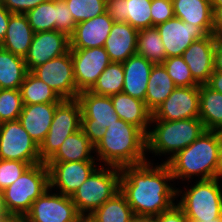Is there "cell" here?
Returning <instances> with one entry per match:
<instances>
[{"label": "cell", "instance_id": "obj_1", "mask_svg": "<svg viewBox=\"0 0 222 222\" xmlns=\"http://www.w3.org/2000/svg\"><path fill=\"white\" fill-rule=\"evenodd\" d=\"M174 178L166 163L147 162L121 168L120 192L136 218L151 219L170 209L177 197ZM173 186V187H172Z\"/></svg>", "mask_w": 222, "mask_h": 222}, {"label": "cell", "instance_id": "obj_2", "mask_svg": "<svg viewBox=\"0 0 222 222\" xmlns=\"http://www.w3.org/2000/svg\"><path fill=\"white\" fill-rule=\"evenodd\" d=\"M94 151L99 164L102 162L105 166L122 168L149 161L146 134L122 119L108 126Z\"/></svg>", "mask_w": 222, "mask_h": 222}, {"label": "cell", "instance_id": "obj_3", "mask_svg": "<svg viewBox=\"0 0 222 222\" xmlns=\"http://www.w3.org/2000/svg\"><path fill=\"white\" fill-rule=\"evenodd\" d=\"M221 132L206 130L188 147L174 155L166 164L174 178L191 183L193 176L197 180H209L220 177ZM201 176V177H200Z\"/></svg>", "mask_w": 222, "mask_h": 222}, {"label": "cell", "instance_id": "obj_4", "mask_svg": "<svg viewBox=\"0 0 222 222\" xmlns=\"http://www.w3.org/2000/svg\"><path fill=\"white\" fill-rule=\"evenodd\" d=\"M151 125L153 128H149L146 135L147 153L151 152L160 157L170 155L164 163H167L206 131L199 118L177 121L151 120Z\"/></svg>", "mask_w": 222, "mask_h": 222}, {"label": "cell", "instance_id": "obj_5", "mask_svg": "<svg viewBox=\"0 0 222 222\" xmlns=\"http://www.w3.org/2000/svg\"><path fill=\"white\" fill-rule=\"evenodd\" d=\"M221 178L195 180V184L181 190L177 188V196H181L176 204L185 213L189 222L212 221L222 217Z\"/></svg>", "mask_w": 222, "mask_h": 222}, {"label": "cell", "instance_id": "obj_6", "mask_svg": "<svg viewBox=\"0 0 222 222\" xmlns=\"http://www.w3.org/2000/svg\"><path fill=\"white\" fill-rule=\"evenodd\" d=\"M102 165L71 196L82 216H89L120 191L121 168Z\"/></svg>", "mask_w": 222, "mask_h": 222}, {"label": "cell", "instance_id": "obj_7", "mask_svg": "<svg viewBox=\"0 0 222 222\" xmlns=\"http://www.w3.org/2000/svg\"><path fill=\"white\" fill-rule=\"evenodd\" d=\"M49 188V170L45 162L30 165L21 176L4 189L3 198L9 214L25 216L32 203Z\"/></svg>", "mask_w": 222, "mask_h": 222}, {"label": "cell", "instance_id": "obj_8", "mask_svg": "<svg viewBox=\"0 0 222 222\" xmlns=\"http://www.w3.org/2000/svg\"><path fill=\"white\" fill-rule=\"evenodd\" d=\"M81 106V129L95 147L104 137L108 126L119 117L110 96L96 95L89 90L79 92Z\"/></svg>", "mask_w": 222, "mask_h": 222}, {"label": "cell", "instance_id": "obj_9", "mask_svg": "<svg viewBox=\"0 0 222 222\" xmlns=\"http://www.w3.org/2000/svg\"><path fill=\"white\" fill-rule=\"evenodd\" d=\"M81 129V106L77 99L62 100L56 107L48 134L39 146L42 162H47L64 140Z\"/></svg>", "mask_w": 222, "mask_h": 222}, {"label": "cell", "instance_id": "obj_10", "mask_svg": "<svg viewBox=\"0 0 222 222\" xmlns=\"http://www.w3.org/2000/svg\"><path fill=\"white\" fill-rule=\"evenodd\" d=\"M0 159L18 160L30 165L42 163L39 145L18 119L0 124Z\"/></svg>", "mask_w": 222, "mask_h": 222}, {"label": "cell", "instance_id": "obj_11", "mask_svg": "<svg viewBox=\"0 0 222 222\" xmlns=\"http://www.w3.org/2000/svg\"><path fill=\"white\" fill-rule=\"evenodd\" d=\"M81 217L70 196L54 193L50 188L32 203L24 216L26 222H77Z\"/></svg>", "mask_w": 222, "mask_h": 222}, {"label": "cell", "instance_id": "obj_12", "mask_svg": "<svg viewBox=\"0 0 222 222\" xmlns=\"http://www.w3.org/2000/svg\"><path fill=\"white\" fill-rule=\"evenodd\" d=\"M31 72L63 100L77 99L79 92L74 78L71 51L37 66Z\"/></svg>", "mask_w": 222, "mask_h": 222}, {"label": "cell", "instance_id": "obj_13", "mask_svg": "<svg viewBox=\"0 0 222 222\" xmlns=\"http://www.w3.org/2000/svg\"><path fill=\"white\" fill-rule=\"evenodd\" d=\"M78 92L90 90L111 63L104 47L70 49Z\"/></svg>", "mask_w": 222, "mask_h": 222}, {"label": "cell", "instance_id": "obj_14", "mask_svg": "<svg viewBox=\"0 0 222 222\" xmlns=\"http://www.w3.org/2000/svg\"><path fill=\"white\" fill-rule=\"evenodd\" d=\"M96 161L46 162L49 170V188L65 196L72 194L98 167Z\"/></svg>", "mask_w": 222, "mask_h": 222}, {"label": "cell", "instance_id": "obj_15", "mask_svg": "<svg viewBox=\"0 0 222 222\" xmlns=\"http://www.w3.org/2000/svg\"><path fill=\"white\" fill-rule=\"evenodd\" d=\"M199 118V86L176 87L152 113L151 120L177 121Z\"/></svg>", "mask_w": 222, "mask_h": 222}, {"label": "cell", "instance_id": "obj_16", "mask_svg": "<svg viewBox=\"0 0 222 222\" xmlns=\"http://www.w3.org/2000/svg\"><path fill=\"white\" fill-rule=\"evenodd\" d=\"M70 51V37L60 31L34 33L30 48L24 58L27 71Z\"/></svg>", "mask_w": 222, "mask_h": 222}, {"label": "cell", "instance_id": "obj_17", "mask_svg": "<svg viewBox=\"0 0 222 222\" xmlns=\"http://www.w3.org/2000/svg\"><path fill=\"white\" fill-rule=\"evenodd\" d=\"M155 27L162 39L167 58L182 56L194 41L206 36L198 26L176 17Z\"/></svg>", "mask_w": 222, "mask_h": 222}, {"label": "cell", "instance_id": "obj_18", "mask_svg": "<svg viewBox=\"0 0 222 222\" xmlns=\"http://www.w3.org/2000/svg\"><path fill=\"white\" fill-rule=\"evenodd\" d=\"M217 37L208 34L194 41L182 54L193 78L201 85L209 81L214 71V53Z\"/></svg>", "mask_w": 222, "mask_h": 222}, {"label": "cell", "instance_id": "obj_19", "mask_svg": "<svg viewBox=\"0 0 222 222\" xmlns=\"http://www.w3.org/2000/svg\"><path fill=\"white\" fill-rule=\"evenodd\" d=\"M113 24L114 21L106 12L77 23L70 36V49L104 47Z\"/></svg>", "mask_w": 222, "mask_h": 222}, {"label": "cell", "instance_id": "obj_20", "mask_svg": "<svg viewBox=\"0 0 222 222\" xmlns=\"http://www.w3.org/2000/svg\"><path fill=\"white\" fill-rule=\"evenodd\" d=\"M58 104L38 103L22 107L18 120L39 146L48 134Z\"/></svg>", "mask_w": 222, "mask_h": 222}, {"label": "cell", "instance_id": "obj_21", "mask_svg": "<svg viewBox=\"0 0 222 222\" xmlns=\"http://www.w3.org/2000/svg\"><path fill=\"white\" fill-rule=\"evenodd\" d=\"M138 31L126 22H114L104 44L111 62H125L137 53Z\"/></svg>", "mask_w": 222, "mask_h": 222}, {"label": "cell", "instance_id": "obj_22", "mask_svg": "<svg viewBox=\"0 0 222 222\" xmlns=\"http://www.w3.org/2000/svg\"><path fill=\"white\" fill-rule=\"evenodd\" d=\"M124 70V93L145 102L147 84L154 63L137 53L122 62Z\"/></svg>", "mask_w": 222, "mask_h": 222}, {"label": "cell", "instance_id": "obj_23", "mask_svg": "<svg viewBox=\"0 0 222 222\" xmlns=\"http://www.w3.org/2000/svg\"><path fill=\"white\" fill-rule=\"evenodd\" d=\"M119 119L141 129L146 135L151 127L152 112L144 101L120 92L110 96Z\"/></svg>", "mask_w": 222, "mask_h": 222}, {"label": "cell", "instance_id": "obj_24", "mask_svg": "<svg viewBox=\"0 0 222 222\" xmlns=\"http://www.w3.org/2000/svg\"><path fill=\"white\" fill-rule=\"evenodd\" d=\"M174 15L198 26L206 35L213 34V8L210 0H172Z\"/></svg>", "mask_w": 222, "mask_h": 222}, {"label": "cell", "instance_id": "obj_25", "mask_svg": "<svg viewBox=\"0 0 222 222\" xmlns=\"http://www.w3.org/2000/svg\"><path fill=\"white\" fill-rule=\"evenodd\" d=\"M34 31L25 14H12L9 18L7 33L0 47L25 58L32 43Z\"/></svg>", "mask_w": 222, "mask_h": 222}, {"label": "cell", "instance_id": "obj_26", "mask_svg": "<svg viewBox=\"0 0 222 222\" xmlns=\"http://www.w3.org/2000/svg\"><path fill=\"white\" fill-rule=\"evenodd\" d=\"M94 146L80 129L70 134L47 162H78L97 160L92 154Z\"/></svg>", "mask_w": 222, "mask_h": 222}, {"label": "cell", "instance_id": "obj_27", "mask_svg": "<svg viewBox=\"0 0 222 222\" xmlns=\"http://www.w3.org/2000/svg\"><path fill=\"white\" fill-rule=\"evenodd\" d=\"M199 119L206 130L222 132V93L199 86Z\"/></svg>", "mask_w": 222, "mask_h": 222}, {"label": "cell", "instance_id": "obj_28", "mask_svg": "<svg viewBox=\"0 0 222 222\" xmlns=\"http://www.w3.org/2000/svg\"><path fill=\"white\" fill-rule=\"evenodd\" d=\"M176 87L163 64H154L145 96L147 108L153 113Z\"/></svg>", "mask_w": 222, "mask_h": 222}, {"label": "cell", "instance_id": "obj_29", "mask_svg": "<svg viewBox=\"0 0 222 222\" xmlns=\"http://www.w3.org/2000/svg\"><path fill=\"white\" fill-rule=\"evenodd\" d=\"M27 72L24 58L0 47V89H20Z\"/></svg>", "mask_w": 222, "mask_h": 222}, {"label": "cell", "instance_id": "obj_30", "mask_svg": "<svg viewBox=\"0 0 222 222\" xmlns=\"http://www.w3.org/2000/svg\"><path fill=\"white\" fill-rule=\"evenodd\" d=\"M89 217L93 222H134L137 219L120 191L95 209Z\"/></svg>", "mask_w": 222, "mask_h": 222}, {"label": "cell", "instance_id": "obj_31", "mask_svg": "<svg viewBox=\"0 0 222 222\" xmlns=\"http://www.w3.org/2000/svg\"><path fill=\"white\" fill-rule=\"evenodd\" d=\"M23 105L38 103H60L63 99L40 80L31 71H28L20 86Z\"/></svg>", "mask_w": 222, "mask_h": 222}, {"label": "cell", "instance_id": "obj_32", "mask_svg": "<svg viewBox=\"0 0 222 222\" xmlns=\"http://www.w3.org/2000/svg\"><path fill=\"white\" fill-rule=\"evenodd\" d=\"M137 54L154 64H162L166 60L163 42L155 26L138 31Z\"/></svg>", "mask_w": 222, "mask_h": 222}, {"label": "cell", "instance_id": "obj_33", "mask_svg": "<svg viewBox=\"0 0 222 222\" xmlns=\"http://www.w3.org/2000/svg\"><path fill=\"white\" fill-rule=\"evenodd\" d=\"M124 70L121 62H111L89 90L96 95L112 96L123 91Z\"/></svg>", "mask_w": 222, "mask_h": 222}, {"label": "cell", "instance_id": "obj_34", "mask_svg": "<svg viewBox=\"0 0 222 222\" xmlns=\"http://www.w3.org/2000/svg\"><path fill=\"white\" fill-rule=\"evenodd\" d=\"M34 33L54 31L56 21V0H48L25 14Z\"/></svg>", "mask_w": 222, "mask_h": 222}, {"label": "cell", "instance_id": "obj_35", "mask_svg": "<svg viewBox=\"0 0 222 222\" xmlns=\"http://www.w3.org/2000/svg\"><path fill=\"white\" fill-rule=\"evenodd\" d=\"M152 0H125V22L137 30L152 27Z\"/></svg>", "mask_w": 222, "mask_h": 222}, {"label": "cell", "instance_id": "obj_36", "mask_svg": "<svg viewBox=\"0 0 222 222\" xmlns=\"http://www.w3.org/2000/svg\"><path fill=\"white\" fill-rule=\"evenodd\" d=\"M65 1L76 23L95 18L106 12V0Z\"/></svg>", "mask_w": 222, "mask_h": 222}, {"label": "cell", "instance_id": "obj_37", "mask_svg": "<svg viewBox=\"0 0 222 222\" xmlns=\"http://www.w3.org/2000/svg\"><path fill=\"white\" fill-rule=\"evenodd\" d=\"M22 107L20 89H0V124L17 120Z\"/></svg>", "mask_w": 222, "mask_h": 222}, {"label": "cell", "instance_id": "obj_38", "mask_svg": "<svg viewBox=\"0 0 222 222\" xmlns=\"http://www.w3.org/2000/svg\"><path fill=\"white\" fill-rule=\"evenodd\" d=\"M162 64L177 87L200 86L182 56L166 58Z\"/></svg>", "mask_w": 222, "mask_h": 222}, {"label": "cell", "instance_id": "obj_39", "mask_svg": "<svg viewBox=\"0 0 222 222\" xmlns=\"http://www.w3.org/2000/svg\"><path fill=\"white\" fill-rule=\"evenodd\" d=\"M29 166V163L23 161L0 159V190L9 187Z\"/></svg>", "mask_w": 222, "mask_h": 222}, {"label": "cell", "instance_id": "obj_40", "mask_svg": "<svg viewBox=\"0 0 222 222\" xmlns=\"http://www.w3.org/2000/svg\"><path fill=\"white\" fill-rule=\"evenodd\" d=\"M76 22L70 13L65 0H56L55 30L67 34L69 37L74 33Z\"/></svg>", "mask_w": 222, "mask_h": 222}, {"label": "cell", "instance_id": "obj_41", "mask_svg": "<svg viewBox=\"0 0 222 222\" xmlns=\"http://www.w3.org/2000/svg\"><path fill=\"white\" fill-rule=\"evenodd\" d=\"M152 27L175 17L172 0L151 1Z\"/></svg>", "mask_w": 222, "mask_h": 222}, {"label": "cell", "instance_id": "obj_42", "mask_svg": "<svg viewBox=\"0 0 222 222\" xmlns=\"http://www.w3.org/2000/svg\"><path fill=\"white\" fill-rule=\"evenodd\" d=\"M48 0H0L2 5L13 14H26Z\"/></svg>", "mask_w": 222, "mask_h": 222}, {"label": "cell", "instance_id": "obj_43", "mask_svg": "<svg viewBox=\"0 0 222 222\" xmlns=\"http://www.w3.org/2000/svg\"><path fill=\"white\" fill-rule=\"evenodd\" d=\"M153 222H189L182 209L174 204L170 209L151 218Z\"/></svg>", "mask_w": 222, "mask_h": 222}, {"label": "cell", "instance_id": "obj_44", "mask_svg": "<svg viewBox=\"0 0 222 222\" xmlns=\"http://www.w3.org/2000/svg\"><path fill=\"white\" fill-rule=\"evenodd\" d=\"M105 11L114 22H125V0H106Z\"/></svg>", "mask_w": 222, "mask_h": 222}, {"label": "cell", "instance_id": "obj_45", "mask_svg": "<svg viewBox=\"0 0 222 222\" xmlns=\"http://www.w3.org/2000/svg\"><path fill=\"white\" fill-rule=\"evenodd\" d=\"M12 14L0 2V44L6 36L9 18Z\"/></svg>", "mask_w": 222, "mask_h": 222}, {"label": "cell", "instance_id": "obj_46", "mask_svg": "<svg viewBox=\"0 0 222 222\" xmlns=\"http://www.w3.org/2000/svg\"><path fill=\"white\" fill-rule=\"evenodd\" d=\"M213 34L222 39V6L213 10Z\"/></svg>", "mask_w": 222, "mask_h": 222}, {"label": "cell", "instance_id": "obj_47", "mask_svg": "<svg viewBox=\"0 0 222 222\" xmlns=\"http://www.w3.org/2000/svg\"><path fill=\"white\" fill-rule=\"evenodd\" d=\"M206 85L212 90L222 93V72L213 71Z\"/></svg>", "mask_w": 222, "mask_h": 222}, {"label": "cell", "instance_id": "obj_48", "mask_svg": "<svg viewBox=\"0 0 222 222\" xmlns=\"http://www.w3.org/2000/svg\"><path fill=\"white\" fill-rule=\"evenodd\" d=\"M214 71L222 72V39H217L215 44Z\"/></svg>", "mask_w": 222, "mask_h": 222}, {"label": "cell", "instance_id": "obj_49", "mask_svg": "<svg viewBox=\"0 0 222 222\" xmlns=\"http://www.w3.org/2000/svg\"><path fill=\"white\" fill-rule=\"evenodd\" d=\"M0 222H26V219L23 216L9 214L1 217Z\"/></svg>", "mask_w": 222, "mask_h": 222}, {"label": "cell", "instance_id": "obj_50", "mask_svg": "<svg viewBox=\"0 0 222 222\" xmlns=\"http://www.w3.org/2000/svg\"><path fill=\"white\" fill-rule=\"evenodd\" d=\"M9 215L3 198V192L0 190V218Z\"/></svg>", "mask_w": 222, "mask_h": 222}, {"label": "cell", "instance_id": "obj_51", "mask_svg": "<svg viewBox=\"0 0 222 222\" xmlns=\"http://www.w3.org/2000/svg\"><path fill=\"white\" fill-rule=\"evenodd\" d=\"M220 164H219V168H220V178H222V132H221V144H220Z\"/></svg>", "mask_w": 222, "mask_h": 222}, {"label": "cell", "instance_id": "obj_52", "mask_svg": "<svg viewBox=\"0 0 222 222\" xmlns=\"http://www.w3.org/2000/svg\"><path fill=\"white\" fill-rule=\"evenodd\" d=\"M210 2H211V6H212L213 10L216 7H221L222 6V0H210Z\"/></svg>", "mask_w": 222, "mask_h": 222}, {"label": "cell", "instance_id": "obj_53", "mask_svg": "<svg viewBox=\"0 0 222 222\" xmlns=\"http://www.w3.org/2000/svg\"><path fill=\"white\" fill-rule=\"evenodd\" d=\"M77 222H93L89 216H82Z\"/></svg>", "mask_w": 222, "mask_h": 222}, {"label": "cell", "instance_id": "obj_54", "mask_svg": "<svg viewBox=\"0 0 222 222\" xmlns=\"http://www.w3.org/2000/svg\"><path fill=\"white\" fill-rule=\"evenodd\" d=\"M203 222H222V217L214 219L212 221H203Z\"/></svg>", "mask_w": 222, "mask_h": 222}, {"label": "cell", "instance_id": "obj_55", "mask_svg": "<svg viewBox=\"0 0 222 222\" xmlns=\"http://www.w3.org/2000/svg\"><path fill=\"white\" fill-rule=\"evenodd\" d=\"M140 222H153L151 219H140Z\"/></svg>", "mask_w": 222, "mask_h": 222}, {"label": "cell", "instance_id": "obj_56", "mask_svg": "<svg viewBox=\"0 0 222 222\" xmlns=\"http://www.w3.org/2000/svg\"><path fill=\"white\" fill-rule=\"evenodd\" d=\"M134 222H140V219L137 218Z\"/></svg>", "mask_w": 222, "mask_h": 222}]
</instances>
